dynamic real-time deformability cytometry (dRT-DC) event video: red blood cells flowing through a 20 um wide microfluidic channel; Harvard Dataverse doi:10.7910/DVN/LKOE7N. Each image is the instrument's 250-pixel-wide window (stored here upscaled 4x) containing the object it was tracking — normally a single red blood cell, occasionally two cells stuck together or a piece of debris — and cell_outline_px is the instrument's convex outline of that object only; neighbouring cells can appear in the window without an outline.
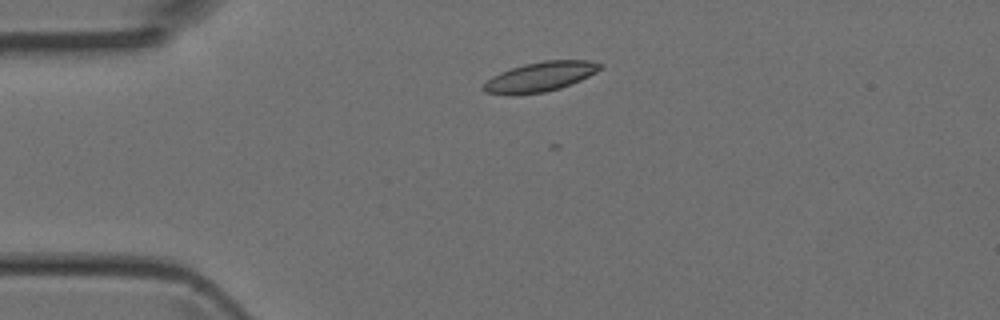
{"species": "Egyptian fruit bat (a non-hibernating species)", "species_latin": "Rousettus aegyptiacus", "temperature_condition": "room temperature", "stored_images_in_passage": 3, "camera_frame_rate_fps": 3000, "um_per_image_px": 0.085, "animal": {"sex": "female"}, "frame": {"image": 1, "passage_image": 1, "time_ms": 0.0, "image_size_px": [1000, 320], "cell_outline_px": [[604, 68], [580, 80], [560, 88], [544, 92], [512, 96], [484, 92], [480, 88], [492, 76], [500, 72], [524, 64], [544, 60], [588, 60], [604, 64]], "centroid_in_image_um": [45.91, 6.53], "position_along_channel_um": 39.1, "area_um2": 20.35}}
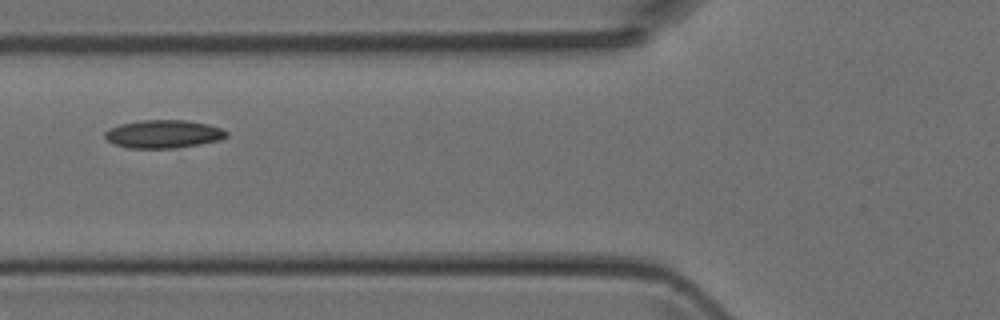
{"frame": {"image": 2, "passage_image": 3, "time_ms": 0.667, "image_size_px": [1000, 320], "cell_outline_px": [[228, 136], [220, 140], [200, 144], [176, 148], [128, 148], [112, 144], [104, 136], [104, 132], [120, 124], [140, 120], [188, 120], [208, 124], [220, 128], [228, 132]], "centroid_in_image_um": [13.9, 11.39], "position_along_channel_um": 111.9, "area_um2": 20.0}}